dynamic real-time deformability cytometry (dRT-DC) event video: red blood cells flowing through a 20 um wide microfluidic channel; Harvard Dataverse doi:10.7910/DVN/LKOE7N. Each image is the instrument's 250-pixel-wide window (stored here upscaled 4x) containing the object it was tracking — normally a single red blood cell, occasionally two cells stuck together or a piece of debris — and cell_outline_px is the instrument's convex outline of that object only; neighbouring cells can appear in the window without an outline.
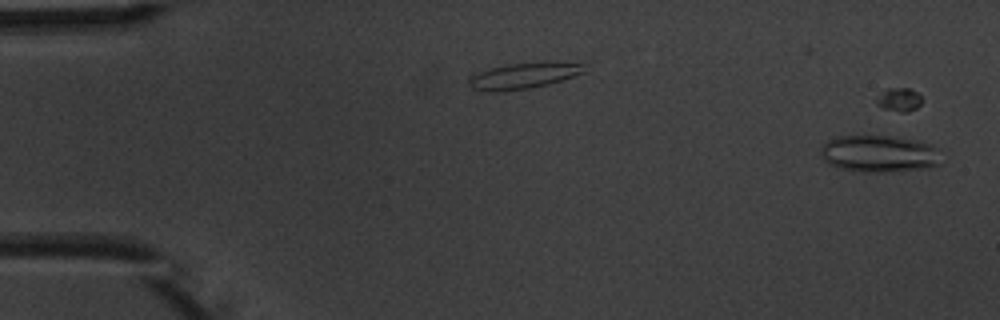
{"species": "common noctule bat (a hibernating species)", "species_latin": "Nyctalus noctula", "temperature_condition": "warm", "stored_images_in_passage": 2, "segment_of_instrument_passage": [2, 2], "camera_frame_rate_fps": 3000, "um_per_image_px": 0.085, "animal": {"sex": "male", "body_mass_g": 20.1, "forearm_length_mm": 53.5}, "frame": {"image": 1, "passage_image": 2, "time_ms": 1.333, "image_size_px": [1000, 320], "cell_outline_px": [[940, 164], [928, 168], [892, 172], [864, 172], [840, 168], [828, 164], [820, 156], [820, 144], [836, 136], [892, 136], [916, 140], [932, 144], [940, 148]], "centroid_in_image_um": [74.73, 13.07], "position_along_channel_um": 10.3, "area_um2": 26.53}}